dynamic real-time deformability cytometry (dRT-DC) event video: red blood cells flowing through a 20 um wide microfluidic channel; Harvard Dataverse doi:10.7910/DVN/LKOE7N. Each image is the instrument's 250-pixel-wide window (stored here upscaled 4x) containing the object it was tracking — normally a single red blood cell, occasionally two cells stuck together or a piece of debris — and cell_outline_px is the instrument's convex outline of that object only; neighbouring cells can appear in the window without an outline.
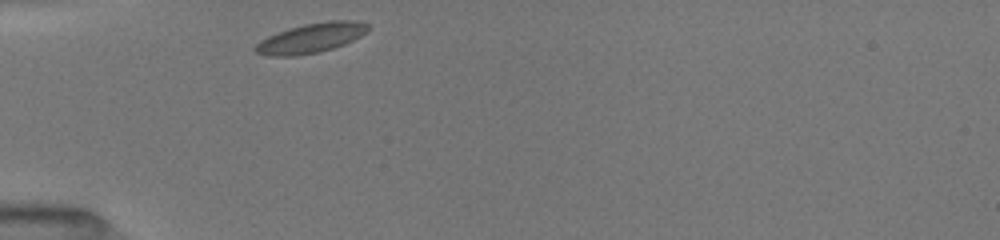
{"species": "common noctule bat (a hibernating species)", "species_latin": "Nyctalus noctula", "temperature_condition": "room temperature", "stored_images_in_passage": 25, "camera_frame_rate_fps": 3000, "um_per_image_px": 0.085, "animal": {"sex": "female", "body_mass_g": 19.5, "forearm_length_mm": 54.1}, "frame": {"image": 1, "passage_image": 1, "time_ms": 0.0, "image_size_px": [1000, 240], "cell_outline_px": [[372, 28], [368, 32], [344, 44], [320, 52], [296, 56], [268, 56], [256, 52], [252, 48], [260, 40], [268, 36], [288, 28], [304, 24], [328, 20], [352, 20], [368, 24]], "centroid_in_image_um": [26.44, 3.23], "position_along_channel_um": 58.6, "area_um2": 19.65}}
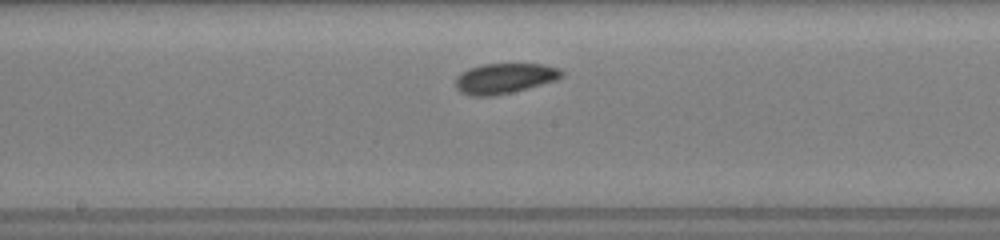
{"frame": {"image": 2, "passage_image": 10, "time_ms": 4.0, "image_size_px": [1000, 240], "cell_outline_px": [[564, 76], [556, 80], [528, 88], [512, 92], [492, 96], [472, 96], [460, 92], [456, 88], [456, 76], [460, 72], [468, 68], [480, 64], [544, 64], [560, 68], [564, 72]], "centroid_in_image_um": [42.88, 6.65], "position_along_channel_um": 205.3, "area_um2": 18.96}}
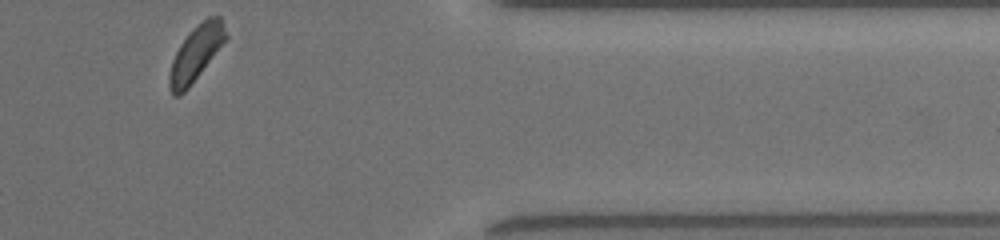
{"frame": {"image": 3, "passage_image": 25, "time_ms": 9.333, "image_size_px": [1000, 240], "cell_outline_px": [[228, 36], [188, 88], [180, 96], [172, 96], [168, 84], [168, 76], [172, 60], [180, 44], [192, 28], [208, 16], [220, 16]], "centroid_in_image_um": [16.62, 4.54], "position_along_channel_um": 394.8, "area_um2": 17.86}}